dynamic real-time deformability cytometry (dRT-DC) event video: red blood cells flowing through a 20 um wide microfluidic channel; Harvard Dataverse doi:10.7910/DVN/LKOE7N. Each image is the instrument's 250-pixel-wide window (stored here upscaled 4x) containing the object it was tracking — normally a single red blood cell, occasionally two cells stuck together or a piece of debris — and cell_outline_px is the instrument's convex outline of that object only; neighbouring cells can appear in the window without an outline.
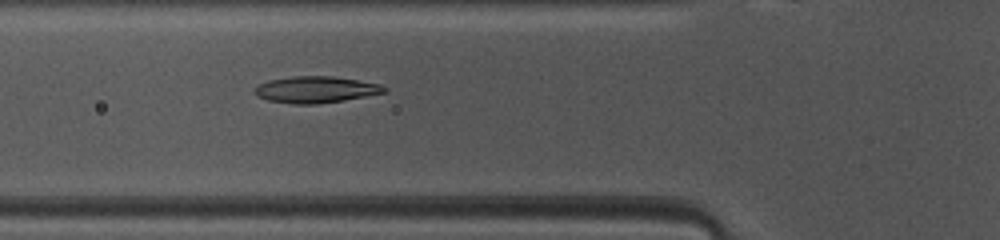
{"species": "common noctule bat (a hibernating species)", "species_latin": "Nyctalus noctula", "temperature_condition": "warm", "stored_images_in_passage": 39, "camera_frame_rate_fps": 3000, "um_per_image_px": 0.085, "animal": {"sex": "female", "body_mass_g": 10.0, "forearm_length_mm": 53.1}, "frame": {"image": 1, "passage_image": 7, "time_ms": 2.0, "image_size_px": [1000, 240], "cell_outline_px": [[388, 88], [384, 92], [344, 100], [316, 104], [296, 104], [268, 100], [256, 96], [256, 88], [260, 84], [268, 80], [292, 76], [332, 76], [380, 84]], "centroid_in_image_um": [26.83, 7.61], "position_along_channel_um": 99.0, "area_um2": 19.71}}
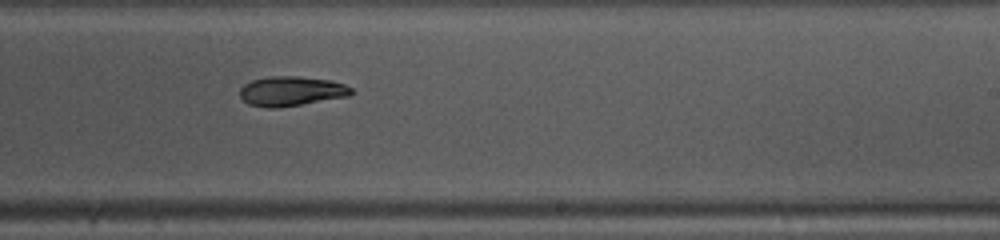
{"frame": {"image": 2, "passage_image": 19, "time_ms": 6.0, "image_size_px": [1000, 240], "cell_outline_px": [[356, 92], [348, 96], [276, 108], [268, 108], [248, 104], [240, 96], [240, 88], [244, 84], [252, 80], [268, 76], [296, 76], [332, 80], [344, 84], [352, 88]], "centroid_in_image_um": [24.76, 7.74], "position_along_channel_um": 264.2, "area_um2": 19.25}}
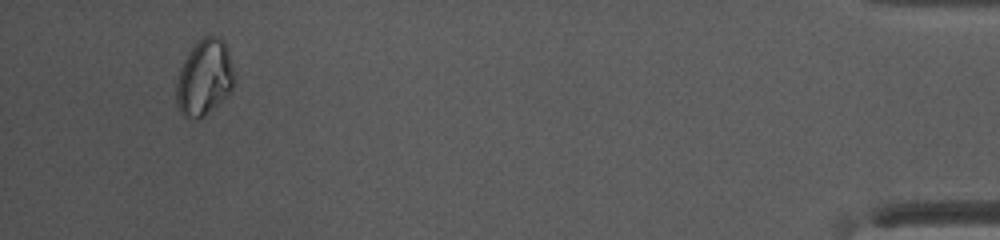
{"frame": {"image": 3, "passage_image": 36, "time_ms": 11.667, "image_size_px": [1000, 240], "cell_outline_px": [[236, 80], [228, 96], [204, 116], [196, 120], [184, 116], [180, 112], [176, 104], [176, 80], [180, 68], [188, 52], [204, 36], [216, 36], [224, 40], [228, 48], [236, 76]], "centroid_in_image_um": [17.4, 6.61], "position_along_channel_um": 417.8, "area_um2": 26.07}, "authors_computed_cell_mechanics": {"area_um2": 19.8254, "velocity_mm_per_s": 4.1208, "shape_relaxation_time_tau1_ms": 4.0409, "shape_relaxation_time_tau2_ms": null, "deformation_change_tau1": 0.1421, "deformation_change_tau2": null}}